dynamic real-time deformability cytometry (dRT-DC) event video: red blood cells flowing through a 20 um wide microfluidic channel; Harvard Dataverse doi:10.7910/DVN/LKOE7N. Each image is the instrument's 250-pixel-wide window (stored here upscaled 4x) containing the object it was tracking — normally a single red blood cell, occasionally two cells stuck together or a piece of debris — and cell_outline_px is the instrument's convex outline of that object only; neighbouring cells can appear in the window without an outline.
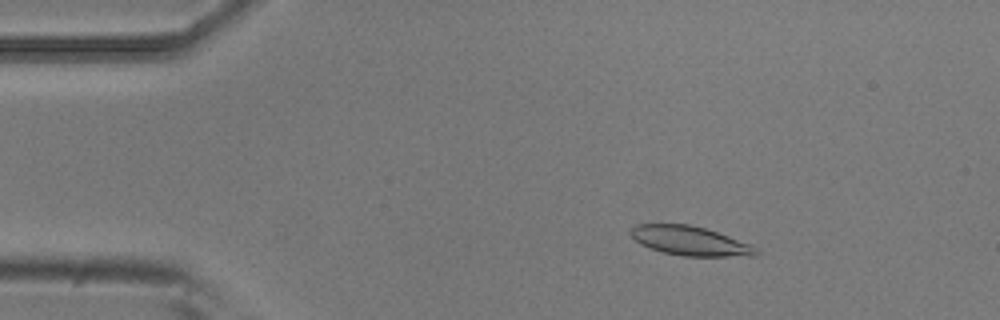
{"species": "common noctule bat (a hibernating species)", "species_latin": "Nyctalus noctula", "temperature_condition": "room temperature", "stored_images_in_passage": 5, "camera_frame_rate_fps": 3000, "um_per_image_px": 0.085, "animal": {"sex": "male", "body_mass_g": 20.5, "forearm_length_mm": 52.5}, "frame": {"image": 1, "passage_image": 3, "time_ms": 0.667, "image_size_px": [1000, 320], "cell_outline_px": [[760, 252], [756, 256], [684, 256], [660, 252], [640, 244], [628, 232], [636, 224], [692, 224], [752, 244]], "centroid_in_image_um": [58.66, 20.48], "position_along_channel_um": 26.3, "area_um2": 21.44}}
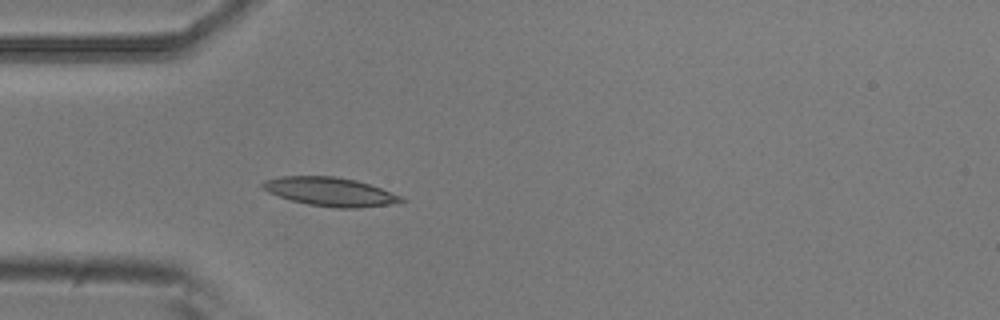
{"frame": {"image": 2, "passage_image": 5, "time_ms": 1.333, "image_size_px": [1000, 320], "cell_outline_px": [[408, 200], [388, 204], [356, 208], [332, 208], [308, 204], [292, 200], [268, 192], [260, 184], [264, 180], [280, 176], [332, 176], [356, 180], [404, 196]], "centroid_in_image_um": [28.07, 16.29], "position_along_channel_um": 56.9, "area_um2": 23.06}}